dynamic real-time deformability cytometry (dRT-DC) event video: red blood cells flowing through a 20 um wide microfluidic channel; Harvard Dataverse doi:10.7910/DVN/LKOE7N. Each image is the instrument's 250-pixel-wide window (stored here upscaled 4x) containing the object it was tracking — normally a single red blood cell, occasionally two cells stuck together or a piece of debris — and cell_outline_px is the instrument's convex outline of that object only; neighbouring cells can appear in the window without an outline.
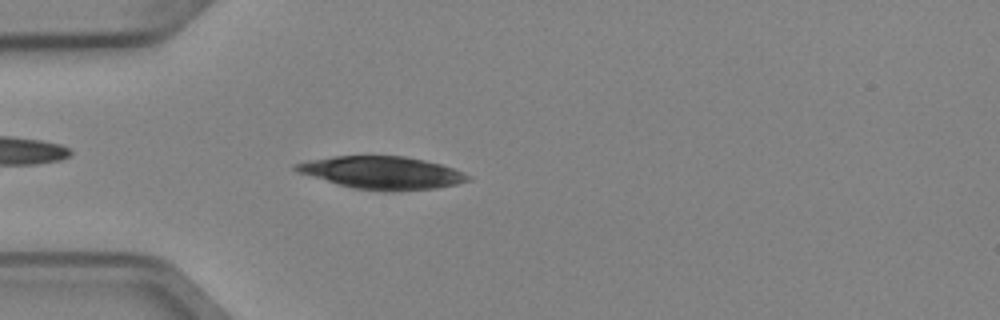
{"species": "Egyptian fruit bat (a non-hibernating species)", "species_latin": "Rousettus aegyptiacus", "temperature_condition": "cold", "stored_images_in_passage": 3, "camera_frame_rate_fps": 3000, "um_per_image_px": 0.085, "animal": {"sex": "female"}, "frame": {"image": 1, "passage_image": 3, "time_ms": 0.667, "image_size_px": [1000, 320], "cell_outline_px": [[472, 180], [456, 184], [436, 188], [388, 192], [384, 192], [352, 188], [296, 172], [292, 168], [292, 164], [308, 160], [332, 156], [404, 156], [424, 160], [440, 164], [464, 172], [472, 176]], "centroid_in_image_um": [32.46, 14.69], "position_along_channel_um": 52.5, "area_um2": 33.0}}